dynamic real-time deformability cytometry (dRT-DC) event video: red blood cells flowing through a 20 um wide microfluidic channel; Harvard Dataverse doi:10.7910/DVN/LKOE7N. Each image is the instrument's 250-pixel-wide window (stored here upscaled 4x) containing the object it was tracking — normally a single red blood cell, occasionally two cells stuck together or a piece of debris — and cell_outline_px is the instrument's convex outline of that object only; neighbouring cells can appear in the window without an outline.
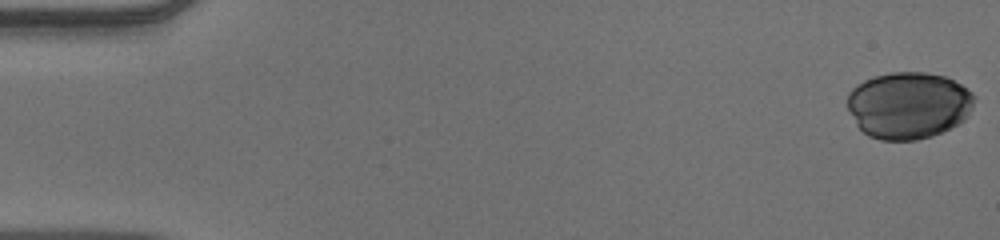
{"species": "human", "species_latin": "Homo sapiens", "temperature_condition": "warm", "stored_images_in_passage": 45, "camera_frame_rate_fps": 3000, "um_per_image_px": 0.085, "donor": {"sex": "male"}, "frame": {"image": 1, "passage_image": 1, "time_ms": 0.0, "image_size_px": [1000, 240], "cell_outline_px": [[972, 108], [964, 120], [932, 136], [916, 140], [880, 140], [868, 136], [856, 124], [848, 108], [848, 92], [856, 84], [872, 76], [892, 72], [924, 72], [944, 76], [960, 84], [972, 92]], "centroid_in_image_um": [77.18, 8.94], "position_along_channel_um": 7.8, "area_um2": 49.25}}
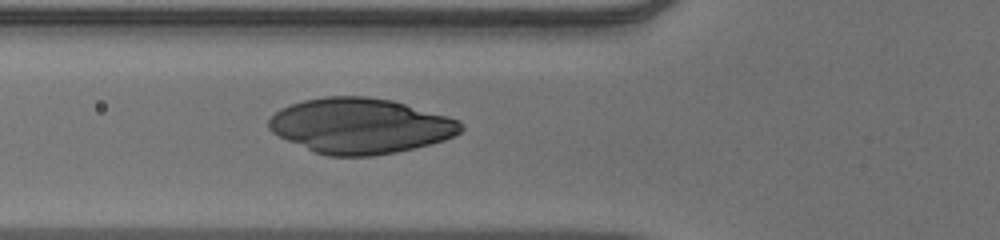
{"frame": {"image": 2, "passage_image": 20, "time_ms": 6.333, "image_size_px": [1000, 240], "cell_outline_px": [[464, 128], [460, 132], [444, 140], [416, 148], [396, 152], [372, 156], [328, 156], [316, 152], [288, 140], [272, 132], [268, 128], [268, 120], [280, 108], [304, 100], [324, 96], [364, 96], [392, 100], [448, 116], [460, 120], [464, 124]], "centroid_in_image_um": [30.65, 10.69], "position_along_channel_um": 95.1, "area_um2": 61.85}}
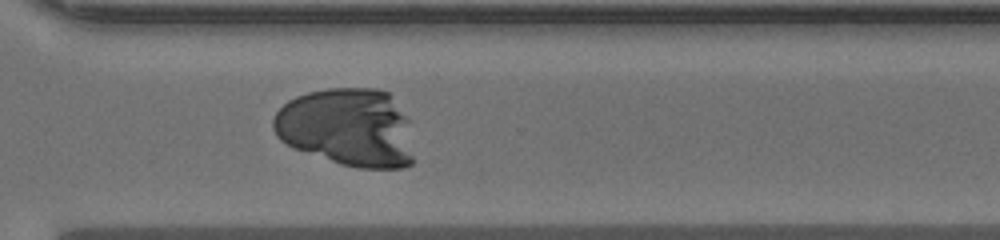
{"frame": {"image": 3, "passage_image": 39, "time_ms": 12.667, "image_size_px": [1000, 240], "cell_outline_px": [[412, 164], [404, 168], [356, 168], [340, 164], [296, 148], [280, 140], [276, 136], [272, 128], [272, 120], [276, 112], [288, 100], [296, 96], [308, 92], [328, 88], [376, 88], [388, 92], [408, 120], [412, 156]], "centroid_in_image_um": [29.51, 10.83], "position_along_channel_um": 341.1, "area_um2": 64.1}}